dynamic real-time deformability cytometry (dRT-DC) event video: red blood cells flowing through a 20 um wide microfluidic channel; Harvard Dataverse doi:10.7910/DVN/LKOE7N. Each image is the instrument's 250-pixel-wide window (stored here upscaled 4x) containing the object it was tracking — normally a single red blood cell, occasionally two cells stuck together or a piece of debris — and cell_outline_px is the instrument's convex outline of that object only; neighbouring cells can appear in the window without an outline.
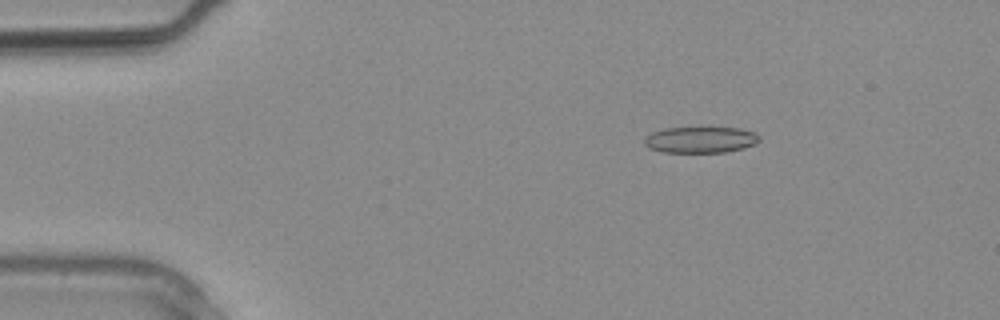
{"species": "common noctule bat (a hibernating species)", "species_latin": "Nyctalus noctula", "temperature_condition": "warm", "stored_images_in_passage": 2, "camera_frame_rate_fps": 3000, "um_per_image_px": 0.085, "animal": {"sex": "male", "body_mass_g": 20.4}, "frame": {"image": 1, "passage_image": 1, "time_ms": 0.0, "image_size_px": [1000, 320], "cell_outline_px": [[760, 140], [756, 144], [744, 148], [728, 152], [664, 152], [648, 148], [644, 144], [644, 136], [652, 132], [664, 128], [740, 128], [756, 132], [760, 136]], "centroid_in_image_um": [59.56, 11.88], "position_along_channel_um": 25.4, "area_um2": 17.74}}